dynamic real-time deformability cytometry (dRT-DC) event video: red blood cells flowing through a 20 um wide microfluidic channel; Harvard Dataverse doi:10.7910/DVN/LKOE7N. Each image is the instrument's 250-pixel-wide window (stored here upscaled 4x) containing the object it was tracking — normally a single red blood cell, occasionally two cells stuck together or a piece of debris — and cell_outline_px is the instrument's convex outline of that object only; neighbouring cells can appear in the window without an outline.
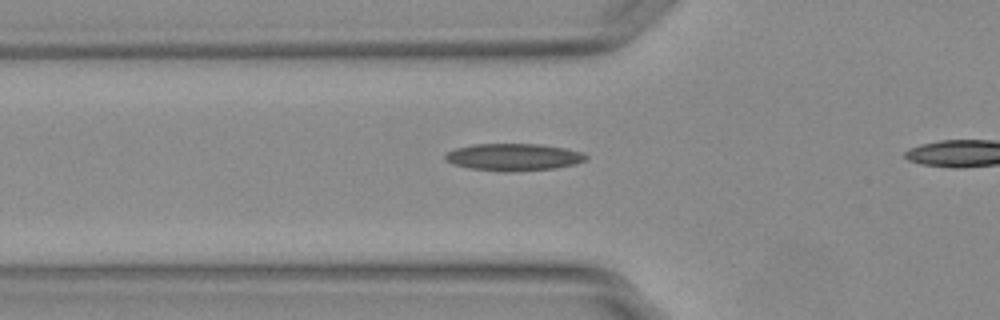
{"species": "Egyptian fruit bat (a non-hibernating species)", "species_latin": "Rousettus aegyptiacus", "temperature_condition": "warm", "stored_images_in_passage": 34, "camera_frame_rate_fps": 3000, "um_per_image_px": 0.085, "animal": {"sex": "female"}, "frame": {"image": 1, "passage_image": 6, "time_ms": 1.667, "image_size_px": [1000, 320], "cell_outline_px": [[588, 156], [584, 160], [576, 164], [552, 168], [512, 172], [504, 172], [472, 168], [452, 164], [444, 160], [444, 156], [448, 152], [456, 148], [472, 144], [540, 144], [564, 148], [580, 152]], "centroid_in_image_um": [43.61, 13.35], "position_along_channel_um": 82.2, "area_um2": 22.14}, "authors_computed_cell_mechanics": {"area_um2": 20.6924, "velocity_mm_per_s": 3.8025, "shape_relaxation_time_tau1_ms": null, "shape_relaxation_time_tau2_ms": 7.2003, "deformation_change_tau1": null, "deformation_change_tau2": 0.1849}}